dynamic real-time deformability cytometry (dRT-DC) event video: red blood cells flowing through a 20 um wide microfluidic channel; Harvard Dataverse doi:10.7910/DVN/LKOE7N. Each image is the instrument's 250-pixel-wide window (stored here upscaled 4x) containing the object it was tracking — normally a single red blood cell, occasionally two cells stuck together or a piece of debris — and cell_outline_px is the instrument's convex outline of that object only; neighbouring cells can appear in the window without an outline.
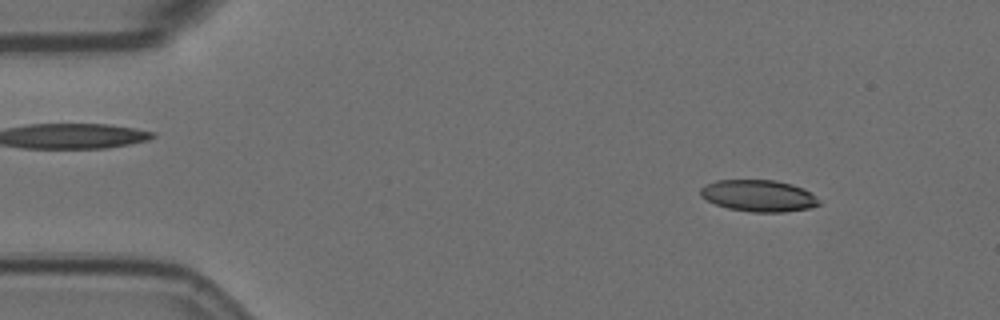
{"species": "Egyptian fruit bat (a non-hibernating species)", "species_latin": "Rousettus aegyptiacus", "temperature_condition": "room temperature", "stored_images_in_passage": 7, "camera_frame_rate_fps": 3000, "um_per_image_px": 0.085, "animal": {"sex": "female"}, "frame": {"image": 1, "passage_image": 3, "time_ms": 0.667, "image_size_px": [1000, 320], "cell_outline_px": [[820, 204], [812, 208], [784, 212], [752, 212], [728, 208], [716, 204], [700, 196], [700, 188], [704, 184], [716, 180], [776, 180], [792, 184], [804, 188], [812, 192], [820, 200]], "centroid_in_image_um": [64.51, 16.63], "position_along_channel_um": 20.5, "area_um2": 22.14}}